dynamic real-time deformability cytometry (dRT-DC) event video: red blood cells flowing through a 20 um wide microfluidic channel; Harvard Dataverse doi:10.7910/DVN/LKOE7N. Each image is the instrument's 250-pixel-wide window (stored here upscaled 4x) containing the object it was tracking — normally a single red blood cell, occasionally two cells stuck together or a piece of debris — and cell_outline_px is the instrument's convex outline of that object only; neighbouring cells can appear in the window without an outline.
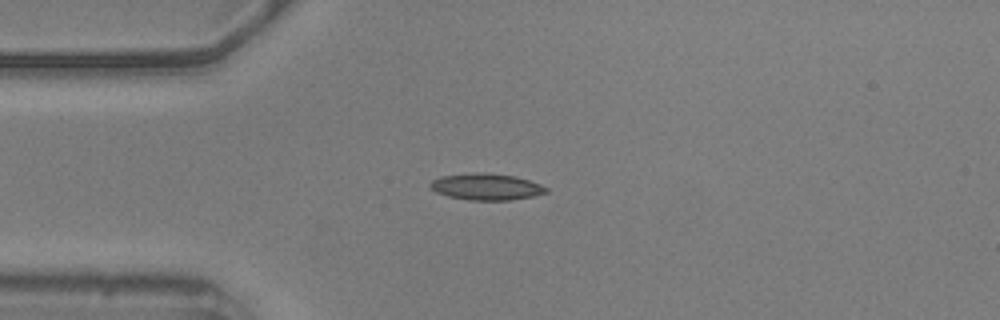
{"species": "common noctule bat (a hibernating species)", "species_latin": "Nyctalus noctula", "temperature_condition": "warm", "stored_images_in_passage": 19, "camera_frame_rate_fps": 3000, "um_per_image_px": 0.085, "animal": {"sex": "male", "body_mass_g": 20.5, "forearm_length_mm": 52.5}, "frame": {"image": 1, "passage_image": 1, "time_ms": 0.0, "image_size_px": [1000, 320], "cell_outline_px": [[548, 192], [532, 196], [508, 200], [468, 200], [448, 196], [436, 192], [428, 184], [432, 180], [440, 176], [476, 172], [484, 172], [516, 176], [540, 184], [548, 188]], "centroid_in_image_um": [41.32, 15.86], "position_along_channel_um": 43.7, "area_um2": 17.92}}
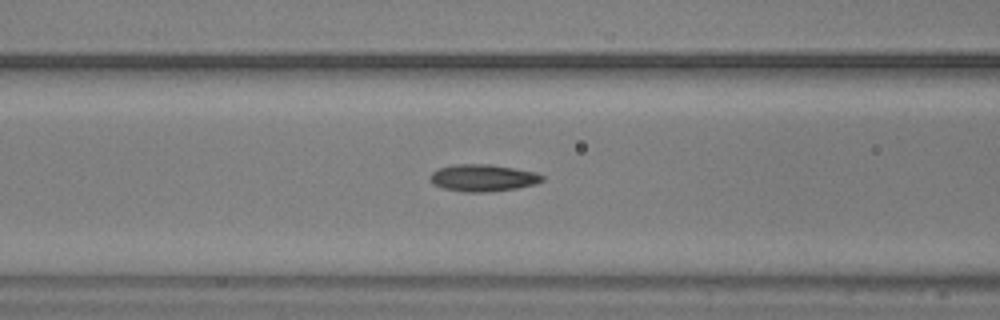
{"frame": {"image": 2, "passage_image": 9, "time_ms": 2.667, "image_size_px": [1000, 320], "cell_outline_px": [[544, 180], [536, 184], [516, 188], [484, 192], [464, 192], [444, 188], [432, 184], [428, 176], [436, 168], [452, 164], [492, 164], [536, 172], [544, 176]], "centroid_in_image_um": [41.02, 15.1], "position_along_channel_um": 125.6, "area_um2": 17.86}}
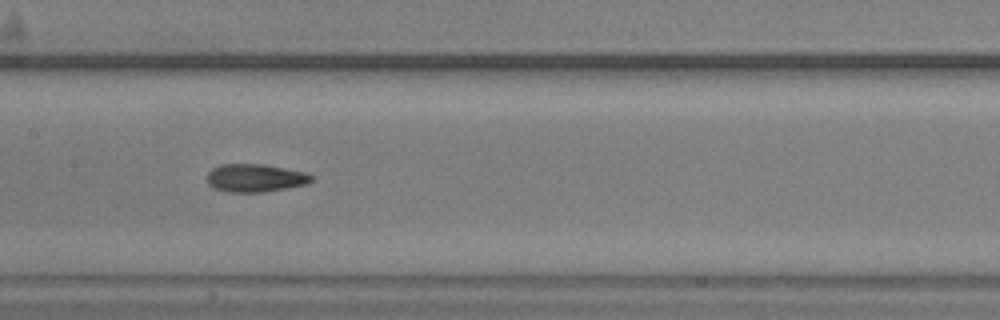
{"frame": {"image": 3, "passage_image": 14, "time_ms": 4.333, "image_size_px": [1000, 320], "cell_outline_px": [[316, 176], [308, 184], [264, 192], [228, 192], [216, 188], [208, 184], [208, 172], [212, 168], [220, 164], [264, 164], [304, 172]], "centroid_in_image_um": [21.72, 15.12], "position_along_channel_um": 185.7, "area_um2": 17.05}}